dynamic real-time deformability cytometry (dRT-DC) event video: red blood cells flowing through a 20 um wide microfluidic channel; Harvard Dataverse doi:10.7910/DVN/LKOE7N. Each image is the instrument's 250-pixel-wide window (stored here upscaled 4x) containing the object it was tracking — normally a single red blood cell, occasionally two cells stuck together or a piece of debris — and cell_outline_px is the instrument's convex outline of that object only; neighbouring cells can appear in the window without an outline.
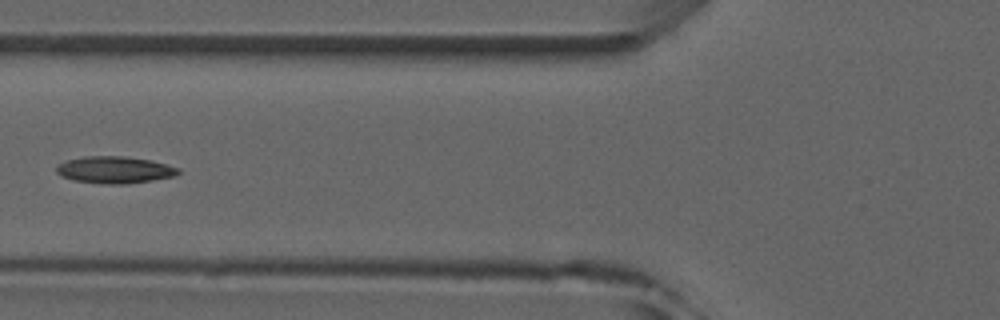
{"species": "common noctule bat (a hibernating species)", "species_latin": "Nyctalus noctula", "temperature_condition": "room temperature", "stored_images_in_passage": 7, "camera_frame_rate_fps": 3000, "um_per_image_px": 0.085, "animal": {"sex": "male", "forearm_length_mm": 52.5}, "frame": {"image": 1, "passage_image": 5, "time_ms": 5.667, "image_size_px": [1000, 320], "cell_outline_px": [[180, 172], [176, 176], [152, 180], [120, 184], [108, 184], [72, 180], [60, 176], [56, 172], [56, 168], [60, 164], [68, 160], [84, 156], [124, 156], [148, 160], [180, 168]], "centroid_in_image_um": [9.73, 14.44], "position_along_channel_um": 116.1, "area_um2": 18.9}}
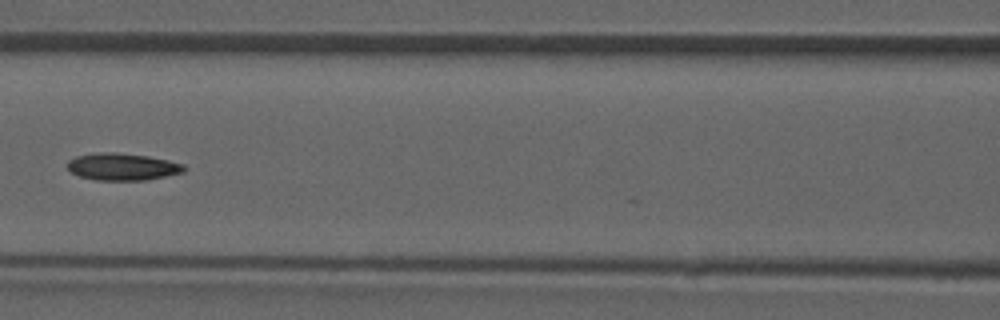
{"frame": {"image": 2, "passage_image": 6, "time_ms": 6.667, "image_size_px": [1000, 320], "cell_outline_px": [[188, 168], [184, 172], [144, 180], [96, 180], [80, 176], [72, 172], [68, 168], [68, 160], [76, 156], [100, 152], [112, 152], [148, 156], [168, 160], [184, 164]], "centroid_in_image_um": [10.43, 14.17], "position_along_channel_um": 156.2, "area_um2": 18.32}}